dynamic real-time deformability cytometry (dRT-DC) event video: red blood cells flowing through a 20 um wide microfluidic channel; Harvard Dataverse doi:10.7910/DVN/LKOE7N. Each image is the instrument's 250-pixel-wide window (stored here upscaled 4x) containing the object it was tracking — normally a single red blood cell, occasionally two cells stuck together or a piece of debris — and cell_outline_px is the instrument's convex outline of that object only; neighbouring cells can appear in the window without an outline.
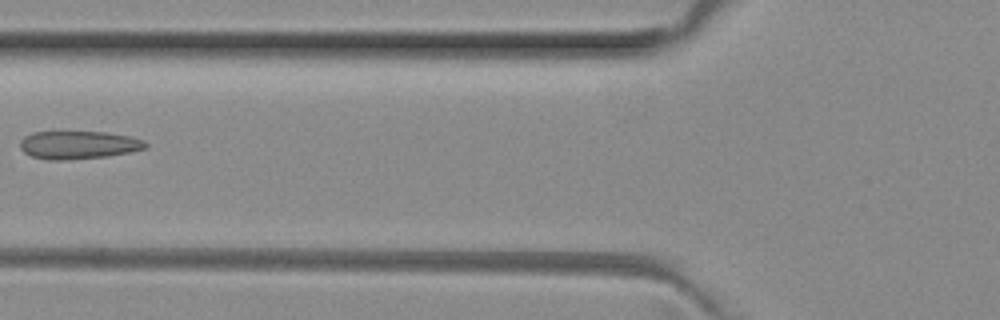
{"species": "common noctule bat (a hibernating species)", "species_latin": "Nyctalus noctula", "temperature_condition": "room temperature", "stored_images_in_passage": 5, "camera_frame_rate_fps": 3000, "um_per_image_px": 0.085, "animal": {"sex": "female", "body_mass_g": 29.2, "forearm_length_mm": 56.3}, "frame": {"image": 1, "passage_image": 5, "time_ms": 1.333, "image_size_px": [1000, 320], "cell_outline_px": [[148, 148], [108, 156], [64, 160], [48, 160], [32, 156], [24, 152], [20, 148], [20, 140], [24, 136], [32, 132], [108, 132], [132, 136], [144, 140], [148, 144]], "centroid_in_image_um": [6.69, 12.31], "position_along_channel_um": 119.1, "area_um2": 20.63}}